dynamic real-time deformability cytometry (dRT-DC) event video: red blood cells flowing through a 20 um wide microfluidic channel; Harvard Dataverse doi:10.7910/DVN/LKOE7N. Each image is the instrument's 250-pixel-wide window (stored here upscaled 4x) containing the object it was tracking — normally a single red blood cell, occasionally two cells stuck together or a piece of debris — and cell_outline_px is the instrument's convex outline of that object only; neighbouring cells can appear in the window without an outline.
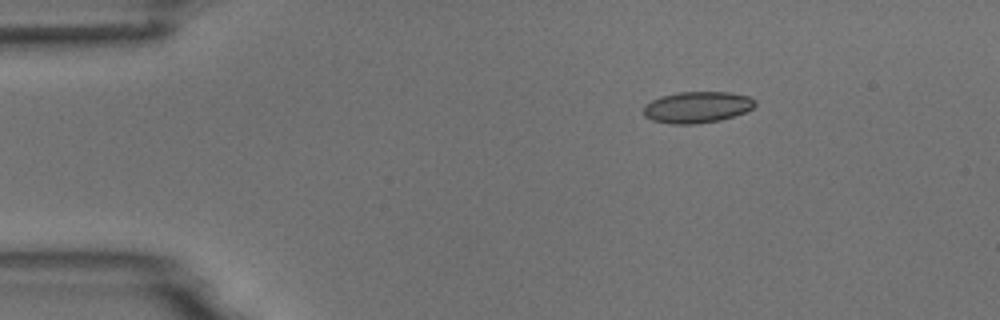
{"species": "common noctule bat (a hibernating species)", "species_latin": "Nyctalus noctula", "temperature_condition": "room temperature", "stored_images_in_passage": 6, "camera_frame_rate_fps": 3000, "um_per_image_px": 0.085, "animal": {"sex": "male", "body_mass_g": 18.8}, "frame": {"image": 1, "passage_image": 6, "time_ms": 6.0, "image_size_px": [1000, 320], "cell_outline_px": [[756, 104], [752, 108], [744, 112], [720, 120], [696, 124], [672, 124], [652, 120], [644, 116], [644, 104], [660, 96], [676, 92], [728, 92], [748, 96], [756, 100]], "centroid_in_image_um": [59.23, 9.11], "position_along_channel_um": 25.8, "area_um2": 20.4}}